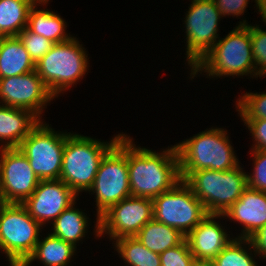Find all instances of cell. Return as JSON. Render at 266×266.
Wrapping results in <instances>:
<instances>
[{
  "label": "cell",
  "mask_w": 266,
  "mask_h": 266,
  "mask_svg": "<svg viewBox=\"0 0 266 266\" xmlns=\"http://www.w3.org/2000/svg\"><path fill=\"white\" fill-rule=\"evenodd\" d=\"M183 21L186 30V62L192 70L212 49L219 36L222 18L213 0H191Z\"/></svg>",
  "instance_id": "10"
},
{
  "label": "cell",
  "mask_w": 266,
  "mask_h": 266,
  "mask_svg": "<svg viewBox=\"0 0 266 266\" xmlns=\"http://www.w3.org/2000/svg\"><path fill=\"white\" fill-rule=\"evenodd\" d=\"M229 222H238L242 229L236 238L247 239L266 224V192L247 186L240 198L224 213ZM232 220V221H231Z\"/></svg>",
  "instance_id": "17"
},
{
  "label": "cell",
  "mask_w": 266,
  "mask_h": 266,
  "mask_svg": "<svg viewBox=\"0 0 266 266\" xmlns=\"http://www.w3.org/2000/svg\"><path fill=\"white\" fill-rule=\"evenodd\" d=\"M112 244L125 266H161L159 254L147 249L135 237H122Z\"/></svg>",
  "instance_id": "25"
},
{
  "label": "cell",
  "mask_w": 266,
  "mask_h": 266,
  "mask_svg": "<svg viewBox=\"0 0 266 266\" xmlns=\"http://www.w3.org/2000/svg\"><path fill=\"white\" fill-rule=\"evenodd\" d=\"M79 196L60 179L41 180L22 205L42 227L53 221ZM47 223V224H46Z\"/></svg>",
  "instance_id": "15"
},
{
  "label": "cell",
  "mask_w": 266,
  "mask_h": 266,
  "mask_svg": "<svg viewBox=\"0 0 266 266\" xmlns=\"http://www.w3.org/2000/svg\"><path fill=\"white\" fill-rule=\"evenodd\" d=\"M76 204L74 202L53 221L50 233L77 248V243L87 236L91 224L85 210L76 208Z\"/></svg>",
  "instance_id": "22"
},
{
  "label": "cell",
  "mask_w": 266,
  "mask_h": 266,
  "mask_svg": "<svg viewBox=\"0 0 266 266\" xmlns=\"http://www.w3.org/2000/svg\"><path fill=\"white\" fill-rule=\"evenodd\" d=\"M34 0H0V37L17 36L28 24Z\"/></svg>",
  "instance_id": "24"
},
{
  "label": "cell",
  "mask_w": 266,
  "mask_h": 266,
  "mask_svg": "<svg viewBox=\"0 0 266 266\" xmlns=\"http://www.w3.org/2000/svg\"><path fill=\"white\" fill-rule=\"evenodd\" d=\"M42 227L22 204L10 203L0 216V253L8 266H21L33 253Z\"/></svg>",
  "instance_id": "8"
},
{
  "label": "cell",
  "mask_w": 266,
  "mask_h": 266,
  "mask_svg": "<svg viewBox=\"0 0 266 266\" xmlns=\"http://www.w3.org/2000/svg\"><path fill=\"white\" fill-rule=\"evenodd\" d=\"M49 3L35 2L29 11L27 28L54 44L69 40L73 36L66 32L67 22L57 12L47 9Z\"/></svg>",
  "instance_id": "19"
},
{
  "label": "cell",
  "mask_w": 266,
  "mask_h": 266,
  "mask_svg": "<svg viewBox=\"0 0 266 266\" xmlns=\"http://www.w3.org/2000/svg\"><path fill=\"white\" fill-rule=\"evenodd\" d=\"M80 43L76 36L56 43L35 63L37 74L55 98L61 93L64 94L69 88L71 90L83 79V76L85 78L89 70L88 54Z\"/></svg>",
  "instance_id": "5"
},
{
  "label": "cell",
  "mask_w": 266,
  "mask_h": 266,
  "mask_svg": "<svg viewBox=\"0 0 266 266\" xmlns=\"http://www.w3.org/2000/svg\"><path fill=\"white\" fill-rule=\"evenodd\" d=\"M71 132L55 131L46 121L40 123L21 142L19 150L40 180L59 179L66 137Z\"/></svg>",
  "instance_id": "9"
},
{
  "label": "cell",
  "mask_w": 266,
  "mask_h": 266,
  "mask_svg": "<svg viewBox=\"0 0 266 266\" xmlns=\"http://www.w3.org/2000/svg\"><path fill=\"white\" fill-rule=\"evenodd\" d=\"M10 203L7 201L3 191L0 188V216L2 215V212L4 209L9 205Z\"/></svg>",
  "instance_id": "36"
},
{
  "label": "cell",
  "mask_w": 266,
  "mask_h": 266,
  "mask_svg": "<svg viewBox=\"0 0 266 266\" xmlns=\"http://www.w3.org/2000/svg\"><path fill=\"white\" fill-rule=\"evenodd\" d=\"M254 250L259 257L258 259L266 258V224L254 232L247 238ZM261 256V257H260ZM266 260V259H265Z\"/></svg>",
  "instance_id": "34"
},
{
  "label": "cell",
  "mask_w": 266,
  "mask_h": 266,
  "mask_svg": "<svg viewBox=\"0 0 266 266\" xmlns=\"http://www.w3.org/2000/svg\"><path fill=\"white\" fill-rule=\"evenodd\" d=\"M76 252L77 248L72 244L49 232L46 237H39L33 253L21 266H31L37 260L44 266H70L69 263L75 258Z\"/></svg>",
  "instance_id": "20"
},
{
  "label": "cell",
  "mask_w": 266,
  "mask_h": 266,
  "mask_svg": "<svg viewBox=\"0 0 266 266\" xmlns=\"http://www.w3.org/2000/svg\"><path fill=\"white\" fill-rule=\"evenodd\" d=\"M17 37L25 46L30 58L36 63L52 48L54 43L45 37L31 32L27 27Z\"/></svg>",
  "instance_id": "29"
},
{
  "label": "cell",
  "mask_w": 266,
  "mask_h": 266,
  "mask_svg": "<svg viewBox=\"0 0 266 266\" xmlns=\"http://www.w3.org/2000/svg\"><path fill=\"white\" fill-rule=\"evenodd\" d=\"M134 237L157 254L179 245L186 238L178 229L154 219L147 222Z\"/></svg>",
  "instance_id": "23"
},
{
  "label": "cell",
  "mask_w": 266,
  "mask_h": 266,
  "mask_svg": "<svg viewBox=\"0 0 266 266\" xmlns=\"http://www.w3.org/2000/svg\"><path fill=\"white\" fill-rule=\"evenodd\" d=\"M207 215L203 203L183 180L153 199V219L178 229L185 237Z\"/></svg>",
  "instance_id": "11"
},
{
  "label": "cell",
  "mask_w": 266,
  "mask_h": 266,
  "mask_svg": "<svg viewBox=\"0 0 266 266\" xmlns=\"http://www.w3.org/2000/svg\"><path fill=\"white\" fill-rule=\"evenodd\" d=\"M224 38H219L212 49L188 73L190 80L200 73L206 78H225L250 76L261 78L256 72V65L251 48L250 24L243 19ZM205 73V74H204Z\"/></svg>",
  "instance_id": "2"
},
{
  "label": "cell",
  "mask_w": 266,
  "mask_h": 266,
  "mask_svg": "<svg viewBox=\"0 0 266 266\" xmlns=\"http://www.w3.org/2000/svg\"><path fill=\"white\" fill-rule=\"evenodd\" d=\"M127 162L131 196L154 199L181 181L175 145L156 152L127 135Z\"/></svg>",
  "instance_id": "1"
},
{
  "label": "cell",
  "mask_w": 266,
  "mask_h": 266,
  "mask_svg": "<svg viewBox=\"0 0 266 266\" xmlns=\"http://www.w3.org/2000/svg\"><path fill=\"white\" fill-rule=\"evenodd\" d=\"M253 161L252 173L247 172V185L266 192V150H250Z\"/></svg>",
  "instance_id": "31"
},
{
  "label": "cell",
  "mask_w": 266,
  "mask_h": 266,
  "mask_svg": "<svg viewBox=\"0 0 266 266\" xmlns=\"http://www.w3.org/2000/svg\"><path fill=\"white\" fill-rule=\"evenodd\" d=\"M181 180L191 172L210 169L227 171L240 161L226 129L215 126L176 143Z\"/></svg>",
  "instance_id": "3"
},
{
  "label": "cell",
  "mask_w": 266,
  "mask_h": 266,
  "mask_svg": "<svg viewBox=\"0 0 266 266\" xmlns=\"http://www.w3.org/2000/svg\"><path fill=\"white\" fill-rule=\"evenodd\" d=\"M153 219V199L129 196L111 206L99 217V236L114 241L134 237Z\"/></svg>",
  "instance_id": "12"
},
{
  "label": "cell",
  "mask_w": 266,
  "mask_h": 266,
  "mask_svg": "<svg viewBox=\"0 0 266 266\" xmlns=\"http://www.w3.org/2000/svg\"><path fill=\"white\" fill-rule=\"evenodd\" d=\"M35 2H49L50 0H34Z\"/></svg>",
  "instance_id": "38"
},
{
  "label": "cell",
  "mask_w": 266,
  "mask_h": 266,
  "mask_svg": "<svg viewBox=\"0 0 266 266\" xmlns=\"http://www.w3.org/2000/svg\"><path fill=\"white\" fill-rule=\"evenodd\" d=\"M55 96L33 70L24 75L0 79V104L28 110L41 121L44 109ZM42 115V116H41Z\"/></svg>",
  "instance_id": "13"
},
{
  "label": "cell",
  "mask_w": 266,
  "mask_h": 266,
  "mask_svg": "<svg viewBox=\"0 0 266 266\" xmlns=\"http://www.w3.org/2000/svg\"><path fill=\"white\" fill-rule=\"evenodd\" d=\"M35 70L25 46L17 36L0 37V79Z\"/></svg>",
  "instance_id": "21"
},
{
  "label": "cell",
  "mask_w": 266,
  "mask_h": 266,
  "mask_svg": "<svg viewBox=\"0 0 266 266\" xmlns=\"http://www.w3.org/2000/svg\"><path fill=\"white\" fill-rule=\"evenodd\" d=\"M224 218L223 214H208L186 236L195 260L212 261L235 238L233 234H228L227 227L219 224Z\"/></svg>",
  "instance_id": "16"
},
{
  "label": "cell",
  "mask_w": 266,
  "mask_h": 266,
  "mask_svg": "<svg viewBox=\"0 0 266 266\" xmlns=\"http://www.w3.org/2000/svg\"><path fill=\"white\" fill-rule=\"evenodd\" d=\"M40 181L19 148H0V188L9 203L22 204Z\"/></svg>",
  "instance_id": "14"
},
{
  "label": "cell",
  "mask_w": 266,
  "mask_h": 266,
  "mask_svg": "<svg viewBox=\"0 0 266 266\" xmlns=\"http://www.w3.org/2000/svg\"><path fill=\"white\" fill-rule=\"evenodd\" d=\"M222 17L232 16L238 18L246 12L250 0H213ZM256 3V0H254Z\"/></svg>",
  "instance_id": "33"
},
{
  "label": "cell",
  "mask_w": 266,
  "mask_h": 266,
  "mask_svg": "<svg viewBox=\"0 0 266 266\" xmlns=\"http://www.w3.org/2000/svg\"><path fill=\"white\" fill-rule=\"evenodd\" d=\"M256 9H258V13L260 14L261 20L266 25V0H256V5H254Z\"/></svg>",
  "instance_id": "35"
},
{
  "label": "cell",
  "mask_w": 266,
  "mask_h": 266,
  "mask_svg": "<svg viewBox=\"0 0 266 266\" xmlns=\"http://www.w3.org/2000/svg\"><path fill=\"white\" fill-rule=\"evenodd\" d=\"M192 266H215L212 261H198L196 260Z\"/></svg>",
  "instance_id": "37"
},
{
  "label": "cell",
  "mask_w": 266,
  "mask_h": 266,
  "mask_svg": "<svg viewBox=\"0 0 266 266\" xmlns=\"http://www.w3.org/2000/svg\"><path fill=\"white\" fill-rule=\"evenodd\" d=\"M124 133H118L110 141L71 132L65 141L60 180L78 196L92 187L99 165L105 154Z\"/></svg>",
  "instance_id": "4"
},
{
  "label": "cell",
  "mask_w": 266,
  "mask_h": 266,
  "mask_svg": "<svg viewBox=\"0 0 266 266\" xmlns=\"http://www.w3.org/2000/svg\"><path fill=\"white\" fill-rule=\"evenodd\" d=\"M243 169L240 164L227 171L204 169L191 172L183 181L208 214H223L248 186L247 172Z\"/></svg>",
  "instance_id": "7"
},
{
  "label": "cell",
  "mask_w": 266,
  "mask_h": 266,
  "mask_svg": "<svg viewBox=\"0 0 266 266\" xmlns=\"http://www.w3.org/2000/svg\"><path fill=\"white\" fill-rule=\"evenodd\" d=\"M250 242L234 238L213 260L215 266H260Z\"/></svg>",
  "instance_id": "26"
},
{
  "label": "cell",
  "mask_w": 266,
  "mask_h": 266,
  "mask_svg": "<svg viewBox=\"0 0 266 266\" xmlns=\"http://www.w3.org/2000/svg\"><path fill=\"white\" fill-rule=\"evenodd\" d=\"M246 129L250 131L252 141L254 144L251 146V150H266V120H242Z\"/></svg>",
  "instance_id": "32"
},
{
  "label": "cell",
  "mask_w": 266,
  "mask_h": 266,
  "mask_svg": "<svg viewBox=\"0 0 266 266\" xmlns=\"http://www.w3.org/2000/svg\"><path fill=\"white\" fill-rule=\"evenodd\" d=\"M250 36L256 72L262 78L266 76V30L250 24Z\"/></svg>",
  "instance_id": "28"
},
{
  "label": "cell",
  "mask_w": 266,
  "mask_h": 266,
  "mask_svg": "<svg viewBox=\"0 0 266 266\" xmlns=\"http://www.w3.org/2000/svg\"><path fill=\"white\" fill-rule=\"evenodd\" d=\"M95 195L96 223L94 234L99 236V217L111 206L131 196L127 162V133L123 134L118 142L103 157L94 183L88 190Z\"/></svg>",
  "instance_id": "6"
},
{
  "label": "cell",
  "mask_w": 266,
  "mask_h": 266,
  "mask_svg": "<svg viewBox=\"0 0 266 266\" xmlns=\"http://www.w3.org/2000/svg\"><path fill=\"white\" fill-rule=\"evenodd\" d=\"M40 121L28 110L0 104V148H18Z\"/></svg>",
  "instance_id": "18"
},
{
  "label": "cell",
  "mask_w": 266,
  "mask_h": 266,
  "mask_svg": "<svg viewBox=\"0 0 266 266\" xmlns=\"http://www.w3.org/2000/svg\"><path fill=\"white\" fill-rule=\"evenodd\" d=\"M236 100V111L241 120H266V92H246ZM238 109V110H237Z\"/></svg>",
  "instance_id": "27"
},
{
  "label": "cell",
  "mask_w": 266,
  "mask_h": 266,
  "mask_svg": "<svg viewBox=\"0 0 266 266\" xmlns=\"http://www.w3.org/2000/svg\"><path fill=\"white\" fill-rule=\"evenodd\" d=\"M161 266H192L196 261L186 238L179 244L159 254Z\"/></svg>",
  "instance_id": "30"
}]
</instances>
